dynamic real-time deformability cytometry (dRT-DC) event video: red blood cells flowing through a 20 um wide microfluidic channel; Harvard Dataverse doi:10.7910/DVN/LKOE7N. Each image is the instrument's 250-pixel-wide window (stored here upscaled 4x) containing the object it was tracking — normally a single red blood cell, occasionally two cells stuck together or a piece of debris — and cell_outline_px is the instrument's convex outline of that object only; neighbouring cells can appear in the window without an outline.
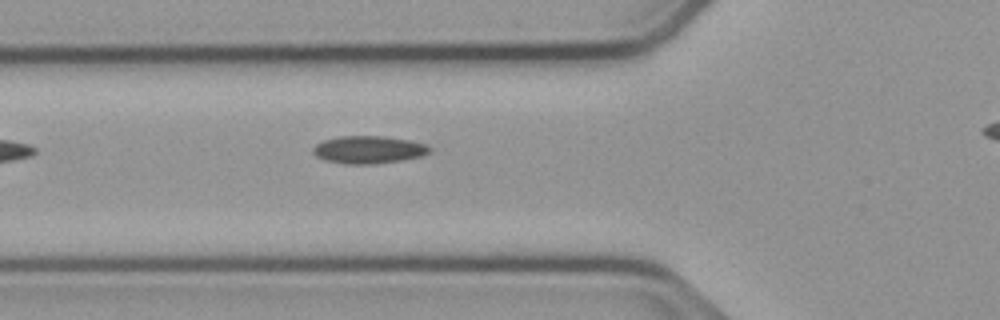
{"species": "common noctule bat (a hibernating species)", "species_latin": "Nyctalus noctula", "temperature_condition": "cold", "stored_images_in_passage": 8, "camera_frame_rate_fps": 3000, "um_per_image_px": 0.085, "animal": {"sex": "male", "body_mass_g": 23.1, "forearm_length_mm": 52.7}, "frame": {"image": 1, "passage_image": 4, "time_ms": 1.0, "image_size_px": [1000, 320], "cell_outline_px": [[432, 148], [428, 152], [420, 156], [400, 160], [368, 164], [348, 164], [324, 160], [316, 156], [312, 152], [312, 148], [316, 144], [324, 140], [336, 136], [384, 136], [408, 140], [424, 144]], "centroid_in_image_um": [31.26, 12.71], "position_along_channel_um": 94.5, "area_um2": 18.55}}